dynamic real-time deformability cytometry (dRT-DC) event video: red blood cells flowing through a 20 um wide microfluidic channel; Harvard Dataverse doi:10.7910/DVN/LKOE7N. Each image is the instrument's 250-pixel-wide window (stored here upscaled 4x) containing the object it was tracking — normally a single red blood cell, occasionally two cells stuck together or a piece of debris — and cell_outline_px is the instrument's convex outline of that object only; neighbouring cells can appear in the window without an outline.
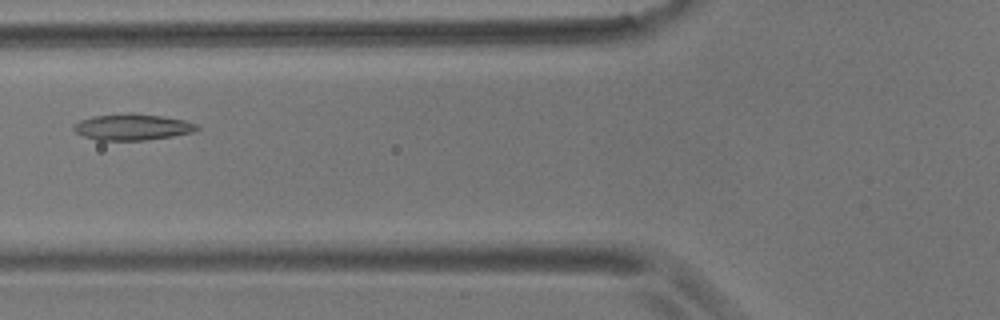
{"species": "common noctule bat (a hibernating species)", "species_latin": "Nyctalus noctula", "temperature_condition": "room temperature", "stored_images_in_passage": 7, "camera_frame_rate_fps": 3000, "um_per_image_px": 0.085, "animal": {"sex": "male", "body_mass_g": 17.9}, "frame": {"image": 1, "passage_image": 5, "time_ms": 4.667, "image_size_px": [1000, 320], "cell_outline_px": [[200, 128], [192, 132], [172, 136], [148, 140], [96, 140], [84, 136], [76, 132], [72, 128], [72, 124], [80, 120], [92, 116], [128, 112], [132, 112], [164, 116], [184, 120], [196, 124]], "centroid_in_image_um": [11.22, 10.78], "position_along_channel_um": 114.6, "area_um2": 19.07}}
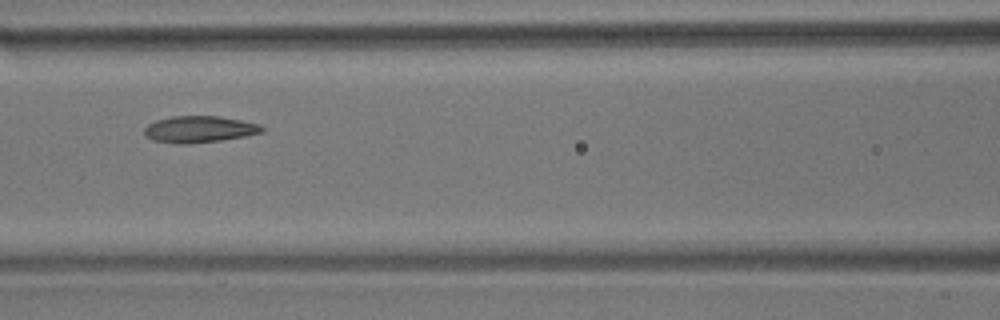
{"frame": {"image": 2, "passage_image": 6, "time_ms": 5.667, "image_size_px": [1000, 320], "cell_outline_px": [[264, 132], [244, 136], [220, 140], [192, 144], [180, 144], [152, 140], [144, 136], [144, 128], [148, 124], [156, 120], [172, 116], [220, 116], [260, 124], [264, 128]], "centroid_in_image_um": [16.92, 10.99], "position_along_channel_um": 149.7, "area_um2": 18.32}}
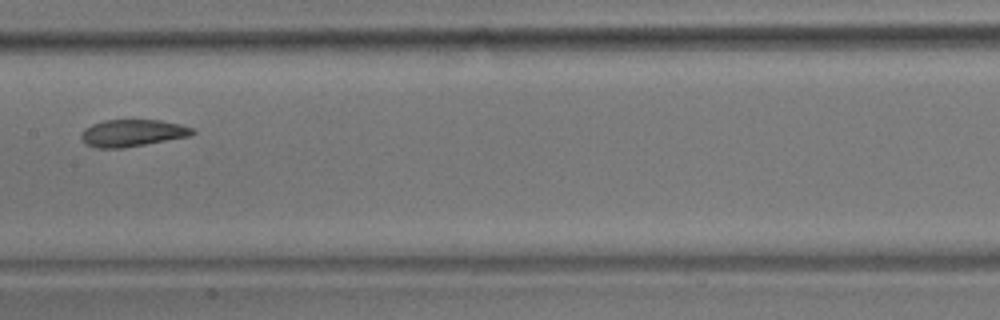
{"frame": {"image": 3, "passage_image": 7, "time_ms": 7.0, "image_size_px": [1000, 320], "cell_outline_px": [[196, 132], [192, 136], [124, 148], [96, 148], [84, 144], [80, 136], [80, 132], [84, 128], [92, 124], [104, 120], [160, 120], [180, 124], [192, 128]], "centroid_in_image_um": [11.23, 11.31], "position_along_channel_um": 196.2, "area_um2": 17.8}}